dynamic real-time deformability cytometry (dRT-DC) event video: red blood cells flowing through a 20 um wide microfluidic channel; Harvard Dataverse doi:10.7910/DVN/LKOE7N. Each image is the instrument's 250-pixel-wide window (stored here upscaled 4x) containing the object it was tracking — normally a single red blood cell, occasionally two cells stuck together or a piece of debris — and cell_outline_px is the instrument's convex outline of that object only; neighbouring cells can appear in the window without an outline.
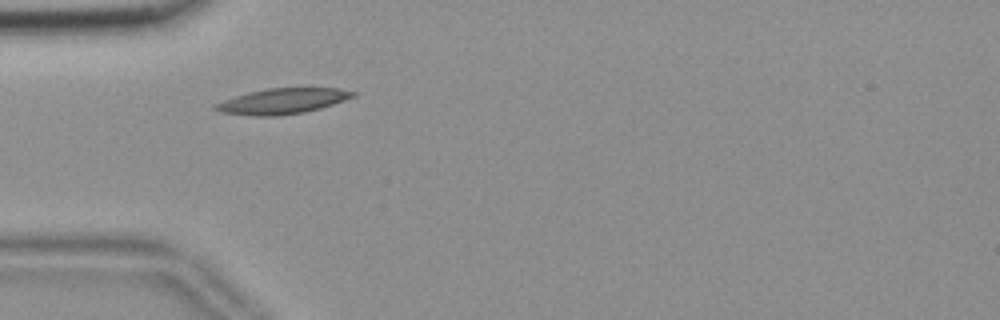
{"species": "common noctule bat (a hibernating species)", "species_latin": "Nyctalus noctula", "temperature_condition": "room temperature", "stored_images_in_passage": 45, "camera_frame_rate_fps": 3000, "um_per_image_px": 0.085, "animal": {"sex": "female", "body_mass_g": 18.4}, "frame": {"image": 1, "passage_image": 7, "time_ms": 2.0, "image_size_px": [1000, 320], "cell_outline_px": [[356, 96], [320, 108], [304, 112], [280, 116], [256, 116], [220, 112], [212, 108], [216, 104], [224, 100], [248, 92], [268, 88], [336, 88], [356, 92]], "centroid_in_image_um": [24.01, 8.6], "position_along_channel_um": 61.0, "area_um2": 20.29}}
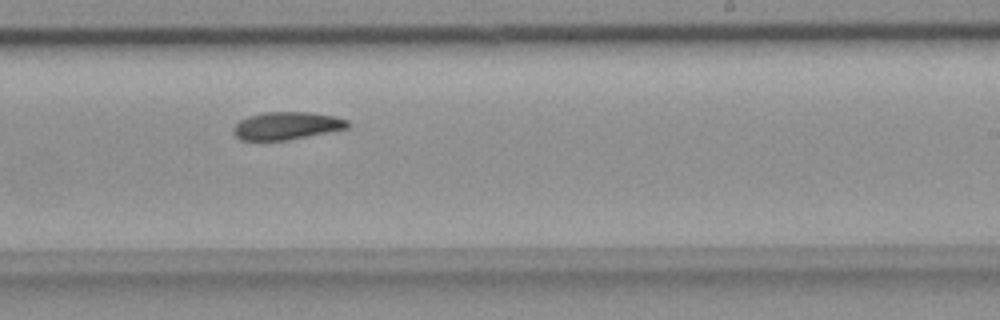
{"frame": {"image": 2, "passage_image": 24, "time_ms": 7.667, "image_size_px": [1000, 320], "cell_outline_px": [[348, 128], [288, 140], [260, 144], [240, 140], [232, 132], [232, 128], [240, 120], [248, 116], [264, 112], [312, 112], [336, 116], [348, 120]], "centroid_in_image_um": [24.28, 10.73], "position_along_channel_um": 264.7, "area_um2": 19.19}}
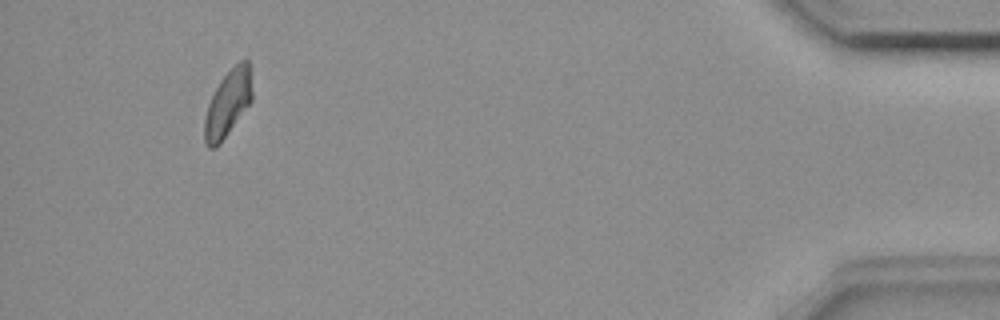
{"frame": {"image": 3, "passage_image": 42, "time_ms": 13.667, "image_size_px": [1000, 320], "cell_outline_px": [[252, 100], [220, 144], [216, 148], [208, 148], [204, 140], [204, 120], [208, 104], [220, 80], [240, 60], [248, 60], [252, 68]], "centroid_in_image_um": [19.39, 8.78], "position_along_channel_um": 415.8, "area_um2": 18.5}}